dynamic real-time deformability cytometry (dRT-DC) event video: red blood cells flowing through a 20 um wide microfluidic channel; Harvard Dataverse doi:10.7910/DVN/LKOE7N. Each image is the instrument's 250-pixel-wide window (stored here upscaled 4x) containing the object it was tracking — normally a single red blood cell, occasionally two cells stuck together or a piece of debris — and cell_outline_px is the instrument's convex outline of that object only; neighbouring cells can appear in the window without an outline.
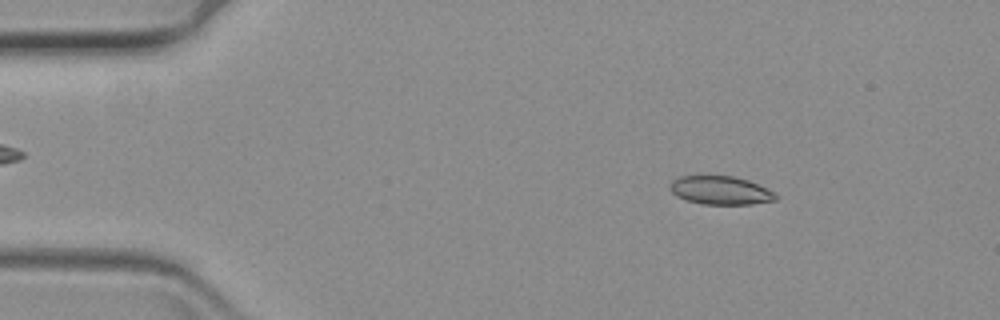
{"species": "common noctule bat (a hibernating species)", "species_latin": "Nyctalus noctula", "temperature_condition": "warm", "stored_images_in_passage": 62, "camera_frame_rate_fps": 3000, "um_per_image_px": 0.085, "animal": {"sex": "female", "body_mass_g": 19.3, "forearm_length_mm": 54.1}, "frame": {"image": 1, "passage_image": 9, "time_ms": 2.667, "image_size_px": [1000, 320], "cell_outline_px": [[780, 196], [776, 200], [752, 204], [700, 204], [676, 196], [668, 188], [668, 184], [672, 180], [680, 176], [700, 172], [732, 176], [748, 180], [768, 188]], "centroid_in_image_um": [61.19, 16.12], "position_along_channel_um": 23.8, "area_um2": 18.44}}
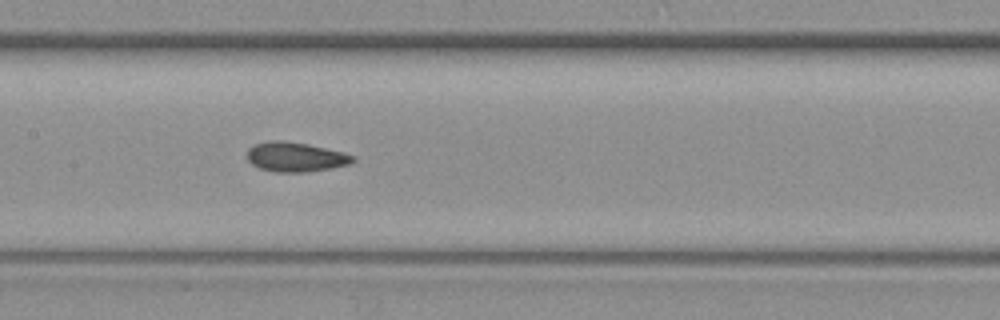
{"frame": {"image": 2, "passage_image": 30, "time_ms": 9.667, "image_size_px": [1000, 320], "cell_outline_px": [[356, 160], [348, 164], [308, 172], [276, 172], [260, 168], [252, 164], [248, 160], [248, 148], [256, 144], [272, 140], [284, 140], [308, 144], [344, 152], [356, 156]], "centroid_in_image_um": [25.13, 13.33], "position_along_channel_um": 182.3, "area_um2": 18.15}}
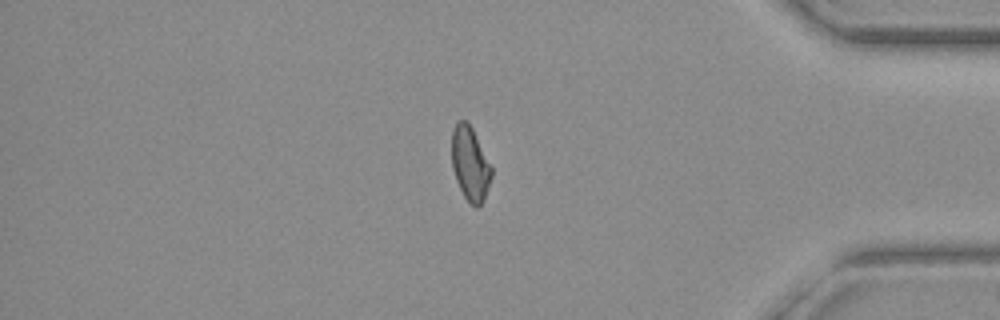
{"frame": {"image": 3, "passage_image": 52, "time_ms": 17.0, "image_size_px": [1000, 320], "cell_outline_px": [[492, 176], [484, 200], [476, 208], [464, 196], [456, 180], [452, 168], [452, 132], [456, 124], [460, 120], [464, 120], [472, 128], [492, 168]], "centroid_in_image_um": [39.96, 13.94], "position_along_channel_um": 395.2, "area_um2": 16.82}}